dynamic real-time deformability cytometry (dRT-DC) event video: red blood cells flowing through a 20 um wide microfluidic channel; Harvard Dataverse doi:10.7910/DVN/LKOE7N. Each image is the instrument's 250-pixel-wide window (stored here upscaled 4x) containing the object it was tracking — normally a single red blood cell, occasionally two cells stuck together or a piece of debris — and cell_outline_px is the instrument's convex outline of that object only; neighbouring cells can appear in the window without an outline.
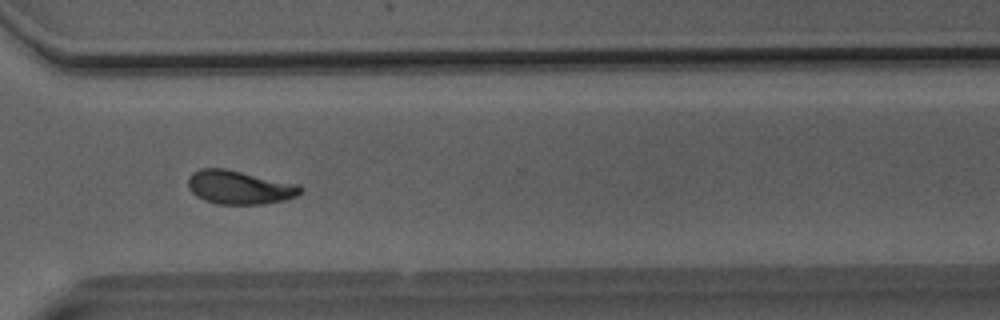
{"species": "Egyptian fruit bat (a non-hibernating species)", "species_latin": "Rousettus aegyptiacus", "temperature_condition": "room temperature", "stored_images_in_passage": 40, "camera_frame_rate_fps": 3000, "um_per_image_px": 0.085, "animal": {"sex": "male"}, "frame": {"image": 1, "passage_image": 37, "time_ms": 12.0, "image_size_px": [1000, 320], "cell_outline_px": [[304, 188], [296, 196], [284, 200], [264, 204], [216, 204], [204, 200], [196, 196], [188, 188], [188, 176], [192, 172], [200, 168], [224, 168], [300, 184]], "centroid_in_image_um": [20.34, 15.92], "position_along_channel_um": 350.3, "area_um2": 22.25}, "authors_computed_cell_mechanics": {"area_um2": 22.253, "velocity_mm_per_s": 4.0607, "shape_relaxation_time_tau1_ms": 4.7877, "shape_relaxation_time_tau2_ms": 1.6407, "deformation_change_tau1": 0.1581, "deformation_change_tau2": 0.0668}}